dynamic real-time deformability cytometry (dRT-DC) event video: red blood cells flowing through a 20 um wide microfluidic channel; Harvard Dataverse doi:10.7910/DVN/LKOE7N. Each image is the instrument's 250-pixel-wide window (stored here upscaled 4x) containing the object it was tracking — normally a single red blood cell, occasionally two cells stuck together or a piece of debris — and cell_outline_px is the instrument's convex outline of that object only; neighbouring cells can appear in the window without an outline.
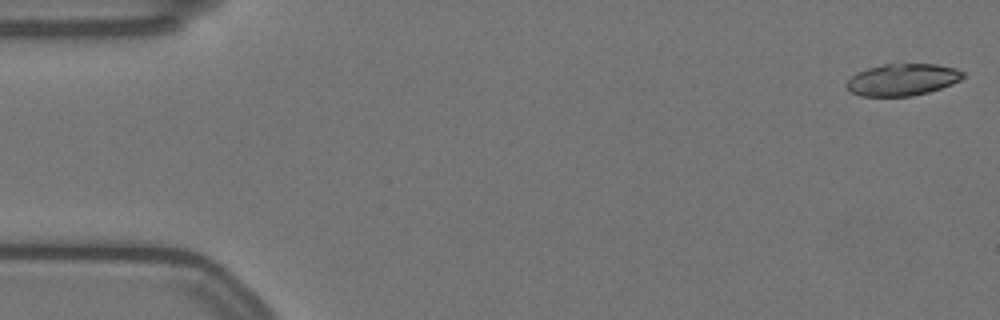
{"species": "Egyptian fruit bat (a non-hibernating species)", "species_latin": "Rousettus aegyptiacus", "temperature_condition": "warm", "stored_images_in_passage": 44, "camera_frame_rate_fps": 3000, "um_per_image_px": 0.085, "animal": {"sex": "female"}, "frame": {"image": 1, "passage_image": 1, "time_ms": 0.0, "image_size_px": [1000, 320], "cell_outline_px": [[964, 76], [960, 80], [952, 84], [928, 92], [912, 96], [860, 96], [852, 92], [844, 84], [852, 76], [868, 68], [884, 64], [936, 64], [956, 68], [964, 72]], "centroid_in_image_um": [76.72, 6.77], "position_along_channel_um": 8.3, "area_um2": 21.5}}
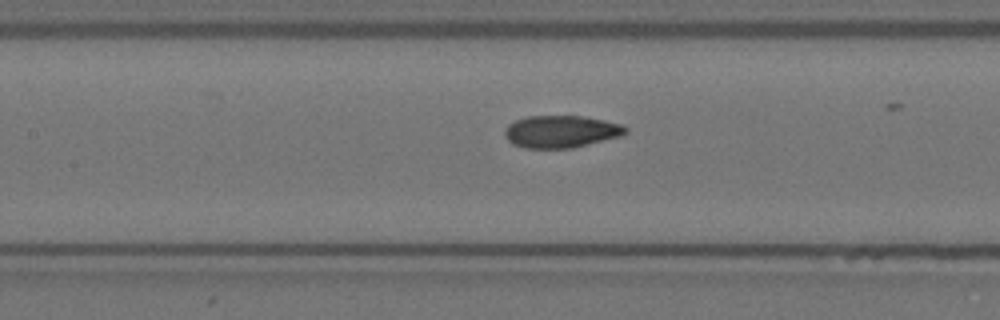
{"frame": {"image": 2, "passage_image": 25, "time_ms": 8.0, "image_size_px": [1000, 320], "cell_outline_px": [[628, 132], [624, 136], [572, 148], [524, 148], [512, 144], [508, 140], [504, 132], [508, 124], [516, 120], [528, 116], [580, 116], [604, 120], [624, 124], [628, 128]], "centroid_in_image_um": [47.74, 11.19], "position_along_channel_um": 159.7, "area_um2": 22.95}}
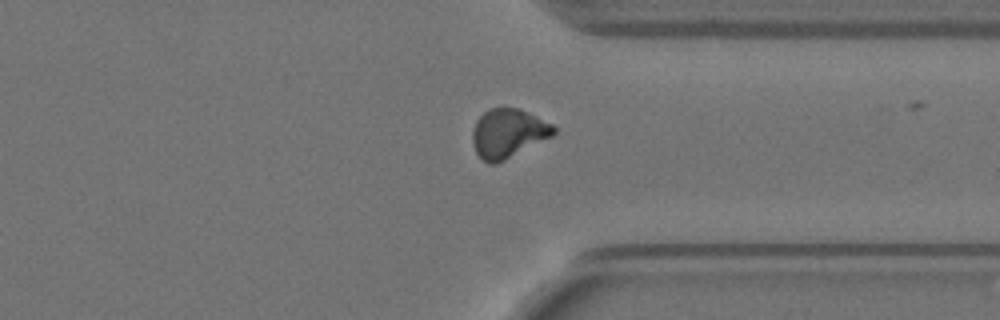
{"frame": {"image": 3, "passage_image": 43, "time_ms": 14.0, "image_size_px": [1000, 320], "cell_outline_px": [[556, 132], [552, 136], [496, 164], [488, 164], [476, 152], [472, 144], [472, 132], [476, 120], [484, 112], [492, 108], [516, 108], [552, 124], [556, 128]], "centroid_in_image_um": [43.16, 11.34], "position_along_channel_um": 368.2, "area_um2": 22.77}}